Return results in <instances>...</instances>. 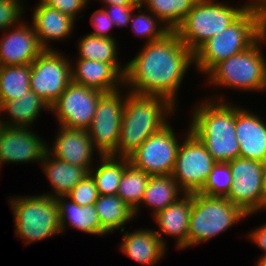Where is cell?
<instances>
[{
  "label": "cell",
  "mask_w": 266,
  "mask_h": 266,
  "mask_svg": "<svg viewBox=\"0 0 266 266\" xmlns=\"http://www.w3.org/2000/svg\"><path fill=\"white\" fill-rule=\"evenodd\" d=\"M125 65L124 88L134 94L163 96L178 107L177 92L194 65V56L178 34L170 31L162 39L142 45Z\"/></svg>",
  "instance_id": "1"
},
{
  "label": "cell",
  "mask_w": 266,
  "mask_h": 266,
  "mask_svg": "<svg viewBox=\"0 0 266 266\" xmlns=\"http://www.w3.org/2000/svg\"><path fill=\"white\" fill-rule=\"evenodd\" d=\"M211 98L194 106L190 132L203 143L216 162L228 163L240 157L235 134V104L224 100L223 95Z\"/></svg>",
  "instance_id": "2"
},
{
  "label": "cell",
  "mask_w": 266,
  "mask_h": 266,
  "mask_svg": "<svg viewBox=\"0 0 266 266\" xmlns=\"http://www.w3.org/2000/svg\"><path fill=\"white\" fill-rule=\"evenodd\" d=\"M176 106L163 96L129 92L122 114L117 156L128 157L149 136L161 130L175 114Z\"/></svg>",
  "instance_id": "3"
},
{
  "label": "cell",
  "mask_w": 266,
  "mask_h": 266,
  "mask_svg": "<svg viewBox=\"0 0 266 266\" xmlns=\"http://www.w3.org/2000/svg\"><path fill=\"white\" fill-rule=\"evenodd\" d=\"M261 8L256 0L226 29L194 53V67L202 76L216 64L248 49L263 33Z\"/></svg>",
  "instance_id": "4"
},
{
  "label": "cell",
  "mask_w": 266,
  "mask_h": 266,
  "mask_svg": "<svg viewBox=\"0 0 266 266\" xmlns=\"http://www.w3.org/2000/svg\"><path fill=\"white\" fill-rule=\"evenodd\" d=\"M266 41L264 32L248 49L216 64L204 76L209 86L237 91L266 92V57L261 46Z\"/></svg>",
  "instance_id": "5"
},
{
  "label": "cell",
  "mask_w": 266,
  "mask_h": 266,
  "mask_svg": "<svg viewBox=\"0 0 266 266\" xmlns=\"http://www.w3.org/2000/svg\"><path fill=\"white\" fill-rule=\"evenodd\" d=\"M248 1L236 7L226 1L197 0L175 32L194 53L203 43L232 24L254 0Z\"/></svg>",
  "instance_id": "6"
},
{
  "label": "cell",
  "mask_w": 266,
  "mask_h": 266,
  "mask_svg": "<svg viewBox=\"0 0 266 266\" xmlns=\"http://www.w3.org/2000/svg\"><path fill=\"white\" fill-rule=\"evenodd\" d=\"M15 221V235L30 245L61 232L55 198L42 195L12 196L8 199ZM18 235V236H17Z\"/></svg>",
  "instance_id": "7"
},
{
  "label": "cell",
  "mask_w": 266,
  "mask_h": 266,
  "mask_svg": "<svg viewBox=\"0 0 266 266\" xmlns=\"http://www.w3.org/2000/svg\"><path fill=\"white\" fill-rule=\"evenodd\" d=\"M239 206L225 197H210L192 193V212L189 219L187 248L206 243L227 229L249 218Z\"/></svg>",
  "instance_id": "8"
},
{
  "label": "cell",
  "mask_w": 266,
  "mask_h": 266,
  "mask_svg": "<svg viewBox=\"0 0 266 266\" xmlns=\"http://www.w3.org/2000/svg\"><path fill=\"white\" fill-rule=\"evenodd\" d=\"M186 131L171 175L184 193H197L203 188L216 161L203 143L190 132L189 125Z\"/></svg>",
  "instance_id": "9"
},
{
  "label": "cell",
  "mask_w": 266,
  "mask_h": 266,
  "mask_svg": "<svg viewBox=\"0 0 266 266\" xmlns=\"http://www.w3.org/2000/svg\"><path fill=\"white\" fill-rule=\"evenodd\" d=\"M71 59L45 49L32 63L30 89L51 106L72 82Z\"/></svg>",
  "instance_id": "10"
},
{
  "label": "cell",
  "mask_w": 266,
  "mask_h": 266,
  "mask_svg": "<svg viewBox=\"0 0 266 266\" xmlns=\"http://www.w3.org/2000/svg\"><path fill=\"white\" fill-rule=\"evenodd\" d=\"M122 88L104 93L98 102L95 116L87 128L92 143L101 155L117 156L122 114L127 94Z\"/></svg>",
  "instance_id": "11"
},
{
  "label": "cell",
  "mask_w": 266,
  "mask_h": 266,
  "mask_svg": "<svg viewBox=\"0 0 266 266\" xmlns=\"http://www.w3.org/2000/svg\"><path fill=\"white\" fill-rule=\"evenodd\" d=\"M229 167L233 176L230 192L226 197L246 214H257L264 209L265 163L238 157Z\"/></svg>",
  "instance_id": "12"
},
{
  "label": "cell",
  "mask_w": 266,
  "mask_h": 266,
  "mask_svg": "<svg viewBox=\"0 0 266 266\" xmlns=\"http://www.w3.org/2000/svg\"><path fill=\"white\" fill-rule=\"evenodd\" d=\"M176 135L168 123L128 156L130 164L150 176L171 175L181 143Z\"/></svg>",
  "instance_id": "13"
},
{
  "label": "cell",
  "mask_w": 266,
  "mask_h": 266,
  "mask_svg": "<svg viewBox=\"0 0 266 266\" xmlns=\"http://www.w3.org/2000/svg\"><path fill=\"white\" fill-rule=\"evenodd\" d=\"M104 92L71 82L60 97L50 106L59 126L87 129L96 113Z\"/></svg>",
  "instance_id": "14"
},
{
  "label": "cell",
  "mask_w": 266,
  "mask_h": 266,
  "mask_svg": "<svg viewBox=\"0 0 266 266\" xmlns=\"http://www.w3.org/2000/svg\"><path fill=\"white\" fill-rule=\"evenodd\" d=\"M36 133L32 127L5 126L0 136V168L6 163L41 164L48 144Z\"/></svg>",
  "instance_id": "15"
},
{
  "label": "cell",
  "mask_w": 266,
  "mask_h": 266,
  "mask_svg": "<svg viewBox=\"0 0 266 266\" xmlns=\"http://www.w3.org/2000/svg\"><path fill=\"white\" fill-rule=\"evenodd\" d=\"M27 23L22 20L19 25L2 32L0 66L31 64L45 50L39 43L34 27Z\"/></svg>",
  "instance_id": "16"
},
{
  "label": "cell",
  "mask_w": 266,
  "mask_h": 266,
  "mask_svg": "<svg viewBox=\"0 0 266 266\" xmlns=\"http://www.w3.org/2000/svg\"><path fill=\"white\" fill-rule=\"evenodd\" d=\"M59 127L55 142L53 141L52 147L48 145L47 151L54 158L90 171L93 167L94 155L101 156V153L92 143L87 129Z\"/></svg>",
  "instance_id": "17"
},
{
  "label": "cell",
  "mask_w": 266,
  "mask_h": 266,
  "mask_svg": "<svg viewBox=\"0 0 266 266\" xmlns=\"http://www.w3.org/2000/svg\"><path fill=\"white\" fill-rule=\"evenodd\" d=\"M71 60L72 82L97 89L104 93L124 90V74L126 65L121 63H105L94 60Z\"/></svg>",
  "instance_id": "18"
},
{
  "label": "cell",
  "mask_w": 266,
  "mask_h": 266,
  "mask_svg": "<svg viewBox=\"0 0 266 266\" xmlns=\"http://www.w3.org/2000/svg\"><path fill=\"white\" fill-rule=\"evenodd\" d=\"M256 113L235 104V134L240 157L266 164V122Z\"/></svg>",
  "instance_id": "19"
},
{
  "label": "cell",
  "mask_w": 266,
  "mask_h": 266,
  "mask_svg": "<svg viewBox=\"0 0 266 266\" xmlns=\"http://www.w3.org/2000/svg\"><path fill=\"white\" fill-rule=\"evenodd\" d=\"M192 212V193H184L175 202L153 216L158 228L153 229L160 240L166 245L164 236H171L175 241L178 250L187 248V236L189 219ZM165 239V240H164Z\"/></svg>",
  "instance_id": "20"
},
{
  "label": "cell",
  "mask_w": 266,
  "mask_h": 266,
  "mask_svg": "<svg viewBox=\"0 0 266 266\" xmlns=\"http://www.w3.org/2000/svg\"><path fill=\"white\" fill-rule=\"evenodd\" d=\"M35 6L30 22H32L39 43L44 49H56L49 43L68 39L75 28L76 20L44 4L41 0Z\"/></svg>",
  "instance_id": "21"
},
{
  "label": "cell",
  "mask_w": 266,
  "mask_h": 266,
  "mask_svg": "<svg viewBox=\"0 0 266 266\" xmlns=\"http://www.w3.org/2000/svg\"><path fill=\"white\" fill-rule=\"evenodd\" d=\"M122 230L123 240L120 243V250L131 260L138 262L143 266H153L167 253V246L160 240L153 229L139 228L128 232Z\"/></svg>",
  "instance_id": "22"
},
{
  "label": "cell",
  "mask_w": 266,
  "mask_h": 266,
  "mask_svg": "<svg viewBox=\"0 0 266 266\" xmlns=\"http://www.w3.org/2000/svg\"><path fill=\"white\" fill-rule=\"evenodd\" d=\"M50 111V106L31 89L21 97L0 104V114L5 126L31 128L41 112ZM8 116V117H7ZM7 118V120H5Z\"/></svg>",
  "instance_id": "23"
},
{
  "label": "cell",
  "mask_w": 266,
  "mask_h": 266,
  "mask_svg": "<svg viewBox=\"0 0 266 266\" xmlns=\"http://www.w3.org/2000/svg\"><path fill=\"white\" fill-rule=\"evenodd\" d=\"M59 208L61 232L69 224L73 229L94 236L107 235L102 229L94 204L79 206L66 196L55 198ZM68 221V222H67ZM67 223V224H66Z\"/></svg>",
  "instance_id": "24"
},
{
  "label": "cell",
  "mask_w": 266,
  "mask_h": 266,
  "mask_svg": "<svg viewBox=\"0 0 266 266\" xmlns=\"http://www.w3.org/2000/svg\"><path fill=\"white\" fill-rule=\"evenodd\" d=\"M42 170L53 187L50 193H41L52 198L66 196L69 191L83 180L89 171L54 158L48 151L42 160ZM52 192V193H51Z\"/></svg>",
  "instance_id": "25"
},
{
  "label": "cell",
  "mask_w": 266,
  "mask_h": 266,
  "mask_svg": "<svg viewBox=\"0 0 266 266\" xmlns=\"http://www.w3.org/2000/svg\"><path fill=\"white\" fill-rule=\"evenodd\" d=\"M101 229L106 233L125 229V225L133 221V210L116 195H99L94 203Z\"/></svg>",
  "instance_id": "26"
},
{
  "label": "cell",
  "mask_w": 266,
  "mask_h": 266,
  "mask_svg": "<svg viewBox=\"0 0 266 266\" xmlns=\"http://www.w3.org/2000/svg\"><path fill=\"white\" fill-rule=\"evenodd\" d=\"M183 194L172 175L150 176L140 205L152 208L150 215L154 216Z\"/></svg>",
  "instance_id": "27"
},
{
  "label": "cell",
  "mask_w": 266,
  "mask_h": 266,
  "mask_svg": "<svg viewBox=\"0 0 266 266\" xmlns=\"http://www.w3.org/2000/svg\"><path fill=\"white\" fill-rule=\"evenodd\" d=\"M96 158L99 164L95 163L89 174L95 181L99 195H116L121 176L130 164L128 157L101 155Z\"/></svg>",
  "instance_id": "28"
},
{
  "label": "cell",
  "mask_w": 266,
  "mask_h": 266,
  "mask_svg": "<svg viewBox=\"0 0 266 266\" xmlns=\"http://www.w3.org/2000/svg\"><path fill=\"white\" fill-rule=\"evenodd\" d=\"M116 38L98 37L85 34L77 43V59L94 60L105 63H121ZM118 49V50H117Z\"/></svg>",
  "instance_id": "29"
},
{
  "label": "cell",
  "mask_w": 266,
  "mask_h": 266,
  "mask_svg": "<svg viewBox=\"0 0 266 266\" xmlns=\"http://www.w3.org/2000/svg\"><path fill=\"white\" fill-rule=\"evenodd\" d=\"M150 175L129 164L119 183L117 195L133 210L135 218L140 213V203L148 184Z\"/></svg>",
  "instance_id": "30"
},
{
  "label": "cell",
  "mask_w": 266,
  "mask_h": 266,
  "mask_svg": "<svg viewBox=\"0 0 266 266\" xmlns=\"http://www.w3.org/2000/svg\"><path fill=\"white\" fill-rule=\"evenodd\" d=\"M31 64L0 66V104L30 90Z\"/></svg>",
  "instance_id": "31"
},
{
  "label": "cell",
  "mask_w": 266,
  "mask_h": 266,
  "mask_svg": "<svg viewBox=\"0 0 266 266\" xmlns=\"http://www.w3.org/2000/svg\"><path fill=\"white\" fill-rule=\"evenodd\" d=\"M197 0H140L170 31L182 23Z\"/></svg>",
  "instance_id": "32"
},
{
  "label": "cell",
  "mask_w": 266,
  "mask_h": 266,
  "mask_svg": "<svg viewBox=\"0 0 266 266\" xmlns=\"http://www.w3.org/2000/svg\"><path fill=\"white\" fill-rule=\"evenodd\" d=\"M140 3L131 16L129 24L135 36L145 39L144 44L162 39L170 32L169 28L161 22L151 11L144 9L142 11ZM137 10V12H135ZM144 12V13H143ZM137 13V14H135Z\"/></svg>",
  "instance_id": "33"
},
{
  "label": "cell",
  "mask_w": 266,
  "mask_h": 266,
  "mask_svg": "<svg viewBox=\"0 0 266 266\" xmlns=\"http://www.w3.org/2000/svg\"><path fill=\"white\" fill-rule=\"evenodd\" d=\"M233 176L229 167V163L226 162H216L213 166L212 171L203 186V188L198 192L210 197H227Z\"/></svg>",
  "instance_id": "34"
},
{
  "label": "cell",
  "mask_w": 266,
  "mask_h": 266,
  "mask_svg": "<svg viewBox=\"0 0 266 266\" xmlns=\"http://www.w3.org/2000/svg\"><path fill=\"white\" fill-rule=\"evenodd\" d=\"M66 197L79 206L94 204L99 197V192L92 176L88 174L69 191Z\"/></svg>",
  "instance_id": "35"
},
{
  "label": "cell",
  "mask_w": 266,
  "mask_h": 266,
  "mask_svg": "<svg viewBox=\"0 0 266 266\" xmlns=\"http://www.w3.org/2000/svg\"><path fill=\"white\" fill-rule=\"evenodd\" d=\"M23 0H0V31L19 25L25 14Z\"/></svg>",
  "instance_id": "36"
},
{
  "label": "cell",
  "mask_w": 266,
  "mask_h": 266,
  "mask_svg": "<svg viewBox=\"0 0 266 266\" xmlns=\"http://www.w3.org/2000/svg\"><path fill=\"white\" fill-rule=\"evenodd\" d=\"M44 4L56 8L58 11L79 20L83 15L79 13L88 7L91 0H41ZM87 6V7H86Z\"/></svg>",
  "instance_id": "37"
},
{
  "label": "cell",
  "mask_w": 266,
  "mask_h": 266,
  "mask_svg": "<svg viewBox=\"0 0 266 266\" xmlns=\"http://www.w3.org/2000/svg\"><path fill=\"white\" fill-rule=\"evenodd\" d=\"M91 24L94 28L93 32L89 34L98 36V37H105V38H114L111 34V30L115 27L112 23L109 15L103 9H97L91 14Z\"/></svg>",
  "instance_id": "38"
},
{
  "label": "cell",
  "mask_w": 266,
  "mask_h": 266,
  "mask_svg": "<svg viewBox=\"0 0 266 266\" xmlns=\"http://www.w3.org/2000/svg\"><path fill=\"white\" fill-rule=\"evenodd\" d=\"M138 5H113L109 4L103 8L109 15L112 23L117 28L129 25L131 16Z\"/></svg>",
  "instance_id": "39"
},
{
  "label": "cell",
  "mask_w": 266,
  "mask_h": 266,
  "mask_svg": "<svg viewBox=\"0 0 266 266\" xmlns=\"http://www.w3.org/2000/svg\"><path fill=\"white\" fill-rule=\"evenodd\" d=\"M255 229H251L252 231L249 234L247 233V236L250 241L252 240V242L263 251L262 255L260 256L266 257V223L257 228L255 227Z\"/></svg>",
  "instance_id": "40"
},
{
  "label": "cell",
  "mask_w": 266,
  "mask_h": 266,
  "mask_svg": "<svg viewBox=\"0 0 266 266\" xmlns=\"http://www.w3.org/2000/svg\"><path fill=\"white\" fill-rule=\"evenodd\" d=\"M103 5H139L140 0H100ZM103 1V2H102Z\"/></svg>",
  "instance_id": "41"
},
{
  "label": "cell",
  "mask_w": 266,
  "mask_h": 266,
  "mask_svg": "<svg viewBox=\"0 0 266 266\" xmlns=\"http://www.w3.org/2000/svg\"><path fill=\"white\" fill-rule=\"evenodd\" d=\"M261 8L262 25L266 32V0H256Z\"/></svg>",
  "instance_id": "42"
},
{
  "label": "cell",
  "mask_w": 266,
  "mask_h": 266,
  "mask_svg": "<svg viewBox=\"0 0 266 266\" xmlns=\"http://www.w3.org/2000/svg\"><path fill=\"white\" fill-rule=\"evenodd\" d=\"M255 263L257 266H266V257H258V260Z\"/></svg>",
  "instance_id": "43"
},
{
  "label": "cell",
  "mask_w": 266,
  "mask_h": 266,
  "mask_svg": "<svg viewBox=\"0 0 266 266\" xmlns=\"http://www.w3.org/2000/svg\"><path fill=\"white\" fill-rule=\"evenodd\" d=\"M264 210H266V167L264 173Z\"/></svg>",
  "instance_id": "44"
},
{
  "label": "cell",
  "mask_w": 266,
  "mask_h": 266,
  "mask_svg": "<svg viewBox=\"0 0 266 266\" xmlns=\"http://www.w3.org/2000/svg\"><path fill=\"white\" fill-rule=\"evenodd\" d=\"M0 117H2V115L0 114ZM5 125H4V122L2 121V119L0 118V136L2 134V131L4 129Z\"/></svg>",
  "instance_id": "45"
}]
</instances>
